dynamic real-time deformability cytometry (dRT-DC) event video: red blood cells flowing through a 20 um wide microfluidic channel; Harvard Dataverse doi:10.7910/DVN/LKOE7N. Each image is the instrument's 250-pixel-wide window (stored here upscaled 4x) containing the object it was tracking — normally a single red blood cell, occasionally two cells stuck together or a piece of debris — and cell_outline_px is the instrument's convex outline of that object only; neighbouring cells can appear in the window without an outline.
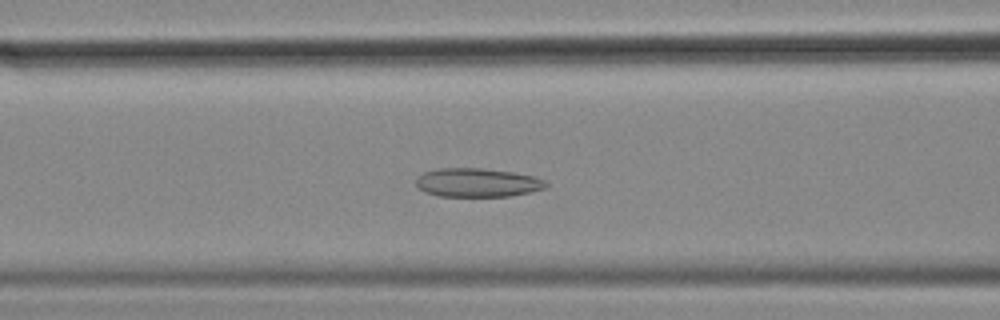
{"species": "common noctule bat (a hibernating species)", "species_latin": "Nyctalus noctula", "temperature_condition": "cold", "stored_images_in_passage": 57, "camera_frame_rate_fps": 3000, "um_per_image_px": 0.085, "animal": {"sex": "female", "body_mass_g": 18.4}, "frame": {"image": 1, "passage_image": 23, "time_ms": 7.333, "image_size_px": [1000, 320], "cell_outline_px": [[548, 184], [544, 188], [512, 196], [440, 196], [424, 192], [416, 184], [416, 176], [424, 172], [440, 168], [484, 168], [512, 172], [532, 176], [544, 180]], "centroid_in_image_um": [40.54, 15.51], "position_along_channel_um": 126.1, "area_um2": 21.68}}
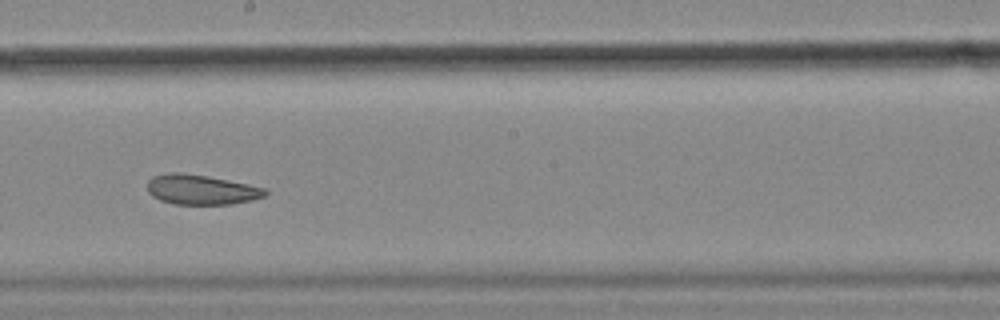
{"frame": {"image": 2, "passage_image": 32, "time_ms": 10.333, "image_size_px": [1000, 320], "cell_outline_px": [[268, 192], [264, 196], [252, 200], [232, 204], [172, 204], [160, 200], [152, 196], [148, 192], [148, 180], [152, 176], [172, 172], [180, 172], [208, 176], [268, 188]], "centroid_in_image_um": [17.11, 16.12], "position_along_channel_um": 231.1, "area_um2": 20.63}}
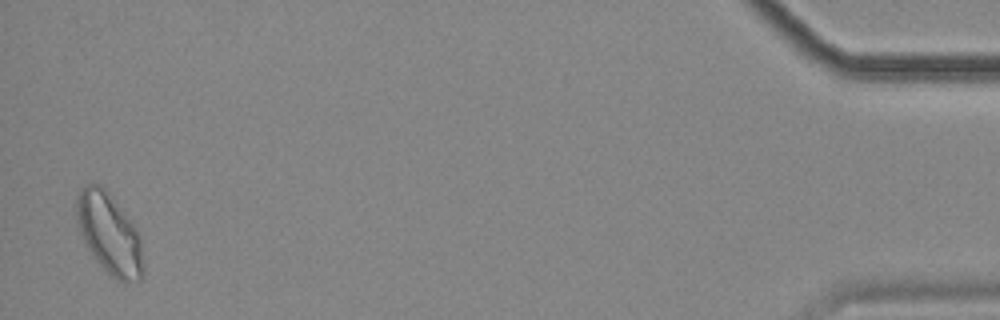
{"frame": {"image": 3, "passage_image": 56, "time_ms": 18.333, "image_size_px": [1000, 320], "cell_outline_px": [[144, 276], [140, 280], [116, 280], [96, 260], [84, 244], [76, 224], [76, 196], [88, 184], [100, 184], [108, 192], [136, 228], [140, 244], [144, 268]], "centroid_in_image_um": [9.26, 19.87], "position_along_channel_um": 425.9, "area_um2": 30.98}, "authors_computed_cell_mechanics": {"area_um2": 24.3916, "velocity_mm_per_s": 3.5212, "shape_relaxation_time_tau1_ms": null, "shape_relaxation_time_tau2_ms": 4.7306, "deformation_change_tau1": null, "deformation_change_tau2": 0.107}}